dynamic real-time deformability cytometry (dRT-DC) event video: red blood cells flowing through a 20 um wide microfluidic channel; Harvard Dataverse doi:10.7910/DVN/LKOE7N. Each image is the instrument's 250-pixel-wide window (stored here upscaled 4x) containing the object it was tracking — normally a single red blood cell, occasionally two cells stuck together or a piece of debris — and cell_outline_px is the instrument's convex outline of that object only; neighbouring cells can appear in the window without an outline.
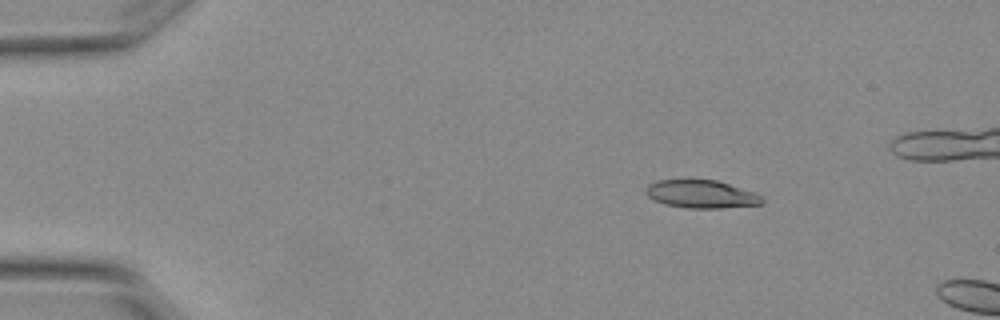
{"species": "Egyptian fruit bat (a non-hibernating species)", "species_latin": "Rousettus aegyptiacus", "temperature_condition": "warm", "stored_images_in_passage": 4, "camera_frame_rate_fps": 3000, "um_per_image_px": 0.085, "animal": {"sex": "female"}, "frame": {"image": 1, "passage_image": 1, "time_ms": 0.0, "image_size_px": [1000, 320], "cell_outline_px": [[764, 204], [720, 208], [688, 208], [664, 204], [652, 200], [644, 192], [644, 188], [648, 184], [656, 180], [716, 180], [756, 192], [764, 200]], "centroid_in_image_um": [59.59, 16.5], "position_along_channel_um": 25.4, "area_um2": 19.13}}